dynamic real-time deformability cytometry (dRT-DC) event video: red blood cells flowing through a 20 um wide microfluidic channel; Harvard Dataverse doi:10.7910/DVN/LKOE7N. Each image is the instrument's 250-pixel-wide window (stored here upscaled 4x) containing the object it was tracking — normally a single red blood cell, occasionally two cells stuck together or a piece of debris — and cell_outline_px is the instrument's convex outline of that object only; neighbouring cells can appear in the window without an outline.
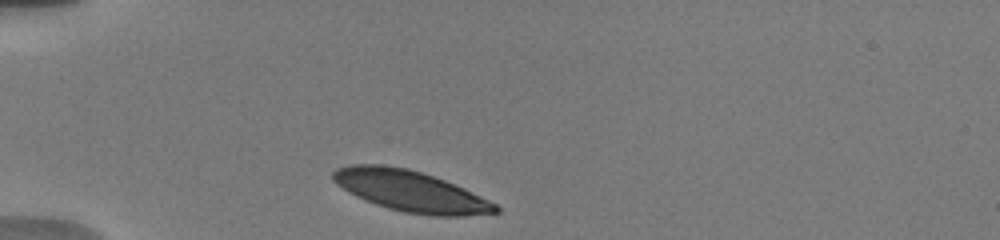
{"species": "human", "species_latin": "Homo sapiens", "temperature_condition": "warm", "stored_images_in_passage": 5, "camera_frame_rate_fps": 3000, "um_per_image_px": 0.085, "donor": {"sex": "male"}, "frame": {"image": 1, "passage_image": 1, "time_ms": 0.0, "image_size_px": [1000, 240], "cell_outline_px": [[500, 212], [464, 216], [432, 216], [404, 212], [388, 208], [364, 200], [348, 192], [336, 184], [332, 180], [332, 172], [336, 168], [352, 164], [380, 164], [408, 168], [444, 180], [464, 188], [496, 204], [500, 208]], "centroid_in_image_um": [34.86, 16.24], "position_along_channel_um": 50.1, "area_um2": 38.78}}